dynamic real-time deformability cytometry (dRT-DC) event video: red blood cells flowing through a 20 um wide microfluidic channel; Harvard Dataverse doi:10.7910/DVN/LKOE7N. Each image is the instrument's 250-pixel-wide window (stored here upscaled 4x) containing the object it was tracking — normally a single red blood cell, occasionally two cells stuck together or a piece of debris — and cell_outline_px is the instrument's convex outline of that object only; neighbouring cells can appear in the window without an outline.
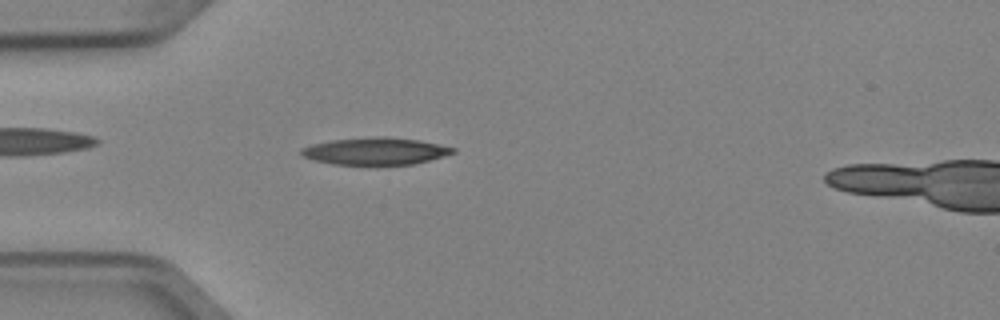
{"species": "Egyptian fruit bat (a non-hibernating species)", "species_latin": "Rousettus aegyptiacus", "temperature_condition": "cold", "stored_images_in_passage": 4, "camera_frame_rate_fps": 3000, "um_per_image_px": 0.085, "animal": {"sex": "female"}, "frame": {"image": 1, "passage_image": 4, "time_ms": 1.0, "image_size_px": [1000, 320], "cell_outline_px": [[456, 152], [444, 156], [412, 164], [376, 168], [332, 164], [316, 160], [304, 156], [300, 152], [300, 148], [312, 144], [332, 140], [376, 136], [384, 136], [420, 140], [456, 148]], "centroid_in_image_um": [31.92, 12.89], "position_along_channel_um": 53.1, "area_um2": 24.91}}